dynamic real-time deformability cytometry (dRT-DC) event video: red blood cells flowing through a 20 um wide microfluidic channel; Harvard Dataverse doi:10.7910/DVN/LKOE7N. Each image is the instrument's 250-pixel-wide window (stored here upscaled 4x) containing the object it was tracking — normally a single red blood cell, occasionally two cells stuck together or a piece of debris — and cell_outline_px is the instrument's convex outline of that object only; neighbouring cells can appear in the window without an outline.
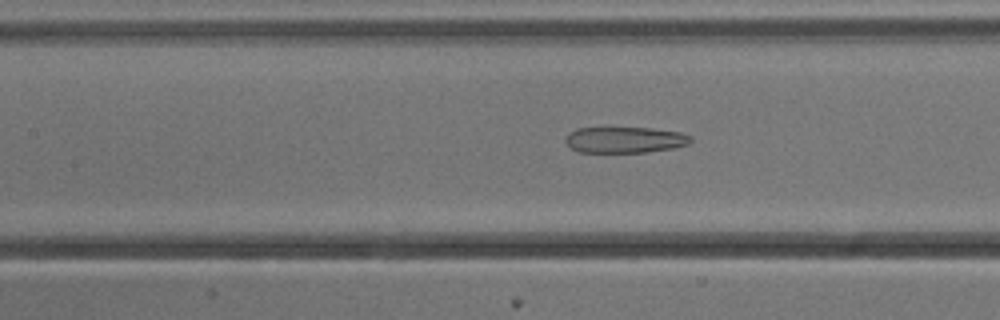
{"species": "common noctule bat (a hibernating species)", "species_latin": "Nyctalus noctula", "temperature_condition": "cold", "stored_images_in_passage": 54, "camera_frame_rate_fps": 3000, "um_per_image_px": 0.085, "animal": {"sex": "male", "body_mass_g": 13.3}, "frame": {"image": 1, "passage_image": 24, "time_ms": 7.667, "image_size_px": [1000, 320], "cell_outline_px": [[692, 140], [688, 144], [672, 148], [648, 152], [580, 152], [572, 148], [564, 140], [568, 132], [576, 128], [652, 128], [680, 132], [692, 136]], "centroid_in_image_um": [53.11, 11.88], "position_along_channel_um": 154.3, "area_um2": 19.02}}
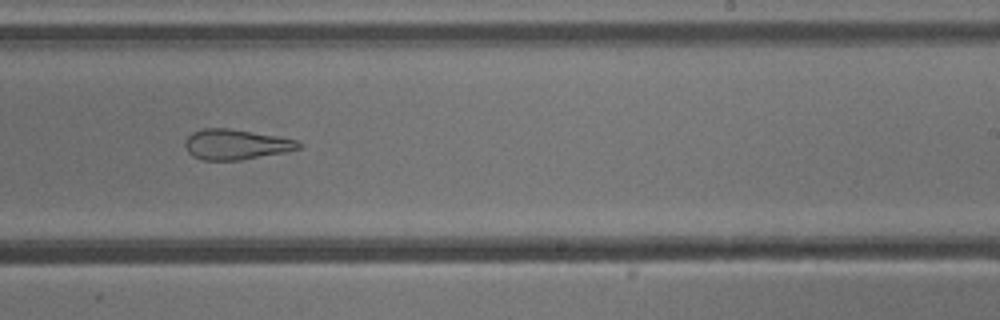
{"frame": {"image": 2, "passage_image": 33, "time_ms": 10.667, "image_size_px": [1000, 320], "cell_outline_px": [[304, 144], [300, 148], [284, 152], [240, 160], [204, 160], [192, 156], [188, 152], [184, 144], [184, 140], [192, 132], [204, 128], [228, 128], [276, 136], [296, 140]], "centroid_in_image_um": [20.02, 12.27], "position_along_channel_um": 269.0, "area_um2": 19.94}}
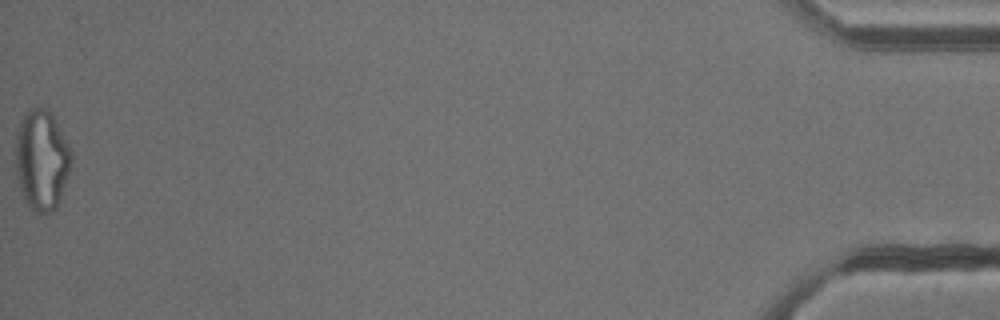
{"frame": {"image": 3, "passage_image": 54, "time_ms": 17.667, "image_size_px": [1000, 320], "cell_outline_px": [[72, 160], [60, 200], [56, 208], [52, 212], [36, 212], [24, 200], [16, 176], [16, 136], [20, 124], [28, 108], [48, 108], [56, 120], [72, 152]], "centroid_in_image_um": [3.55, 13.59], "position_along_channel_um": 431.6, "area_um2": 32.43}, "authors_computed_cell_mechanics": {"area_um2": 27.1949, "velocity_mm_per_s": 3.8325, "shape_relaxation_time_tau1_ms": null, "shape_relaxation_time_tau2_ms": 3.8936, "deformation_change_tau1": null, "deformation_change_tau2": 0.1489}}